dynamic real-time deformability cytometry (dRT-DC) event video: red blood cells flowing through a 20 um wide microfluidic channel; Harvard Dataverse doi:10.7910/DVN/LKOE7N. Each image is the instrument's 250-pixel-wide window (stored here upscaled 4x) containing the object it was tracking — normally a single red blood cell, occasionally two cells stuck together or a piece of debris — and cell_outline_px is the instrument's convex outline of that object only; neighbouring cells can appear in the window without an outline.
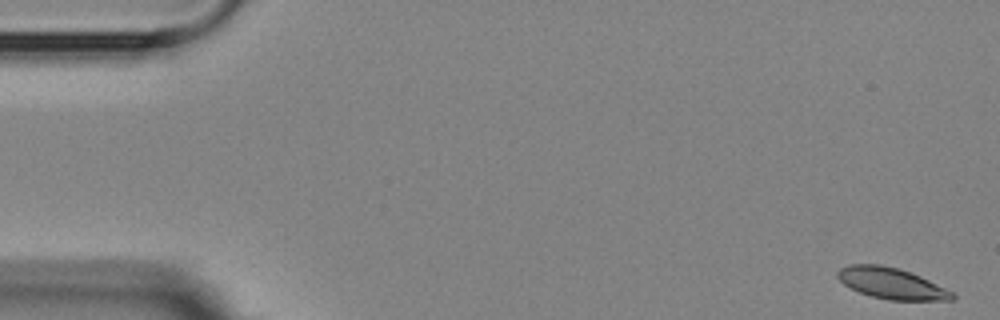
{"species": "Egyptian fruit bat (a non-hibernating species)", "species_latin": "Rousettus aegyptiacus", "temperature_condition": "room temperature", "stored_images_in_passage": 10, "camera_frame_rate_fps": 3000, "um_per_image_px": 0.085, "animal": {"sex": "female"}, "frame": {"image": 1, "passage_image": 1, "time_ms": 0.0, "image_size_px": [1000, 320], "cell_outline_px": [[956, 296], [952, 300], [888, 300], [872, 296], [860, 292], [844, 284], [836, 276], [836, 272], [840, 268], [848, 264], [880, 264], [896, 268], [920, 276], [952, 292]], "centroid_in_image_um": [75.73, 24.08], "position_along_channel_um": 9.3, "area_um2": 20.46}}
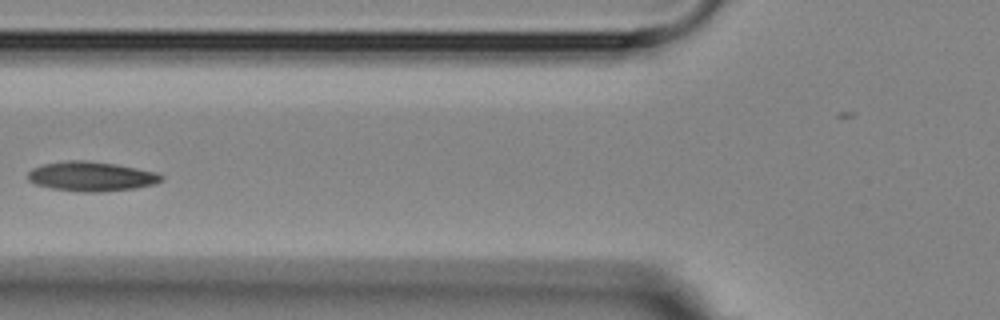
{"frame": {"image": 2, "passage_image": 6, "time_ms": 6.667, "image_size_px": [1000, 320], "cell_outline_px": [[164, 180], [156, 184], [136, 188], [104, 192], [80, 192], [52, 188], [36, 184], [28, 180], [28, 172], [32, 168], [40, 164], [64, 160], [84, 160], [116, 164], [156, 172], [164, 176]], "centroid_in_image_um": [7.77, 14.99], "position_along_channel_um": 118.0, "area_um2": 23.29}}
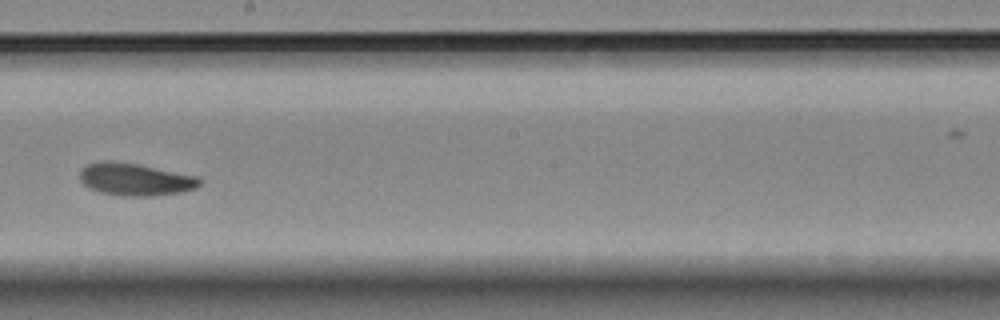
{"frame": {"image": 3, "passage_image": 9, "time_ms": 10.0, "image_size_px": [1000, 320], "cell_outline_px": [[200, 184], [196, 188], [180, 192], [152, 196], [120, 196], [100, 192], [84, 184], [80, 180], [80, 168], [88, 164], [104, 160], [112, 160], [136, 164], [200, 176]], "centroid_in_image_um": [11.49, 15.24], "position_along_channel_um": 236.7, "area_um2": 22.66}}